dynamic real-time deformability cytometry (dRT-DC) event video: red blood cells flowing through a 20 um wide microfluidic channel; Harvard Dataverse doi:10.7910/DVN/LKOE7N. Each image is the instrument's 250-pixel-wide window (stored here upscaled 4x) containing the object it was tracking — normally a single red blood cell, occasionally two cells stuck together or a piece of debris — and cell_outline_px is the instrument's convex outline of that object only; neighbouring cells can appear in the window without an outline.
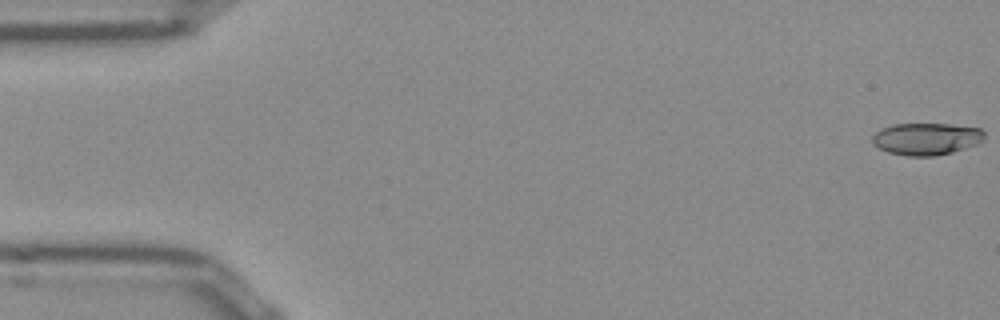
{"species": "Egyptian fruit bat (a non-hibernating species)", "species_latin": "Rousettus aegyptiacus", "temperature_condition": "room temperature", "stored_images_in_passage": 9, "camera_frame_rate_fps": 3000, "um_per_image_px": 0.085, "frame": {"image": 1, "passage_image": 1, "time_ms": 0.0, "image_size_px": [1000, 320], "cell_outline_px": [[984, 140], [980, 144], [952, 152], [936, 156], [908, 156], [888, 152], [872, 144], [872, 136], [880, 128], [892, 124], [952, 124], [980, 128], [984, 132]], "centroid_in_image_um": [78.76, 11.8], "position_along_channel_um": 6.2, "area_um2": 21.21}}